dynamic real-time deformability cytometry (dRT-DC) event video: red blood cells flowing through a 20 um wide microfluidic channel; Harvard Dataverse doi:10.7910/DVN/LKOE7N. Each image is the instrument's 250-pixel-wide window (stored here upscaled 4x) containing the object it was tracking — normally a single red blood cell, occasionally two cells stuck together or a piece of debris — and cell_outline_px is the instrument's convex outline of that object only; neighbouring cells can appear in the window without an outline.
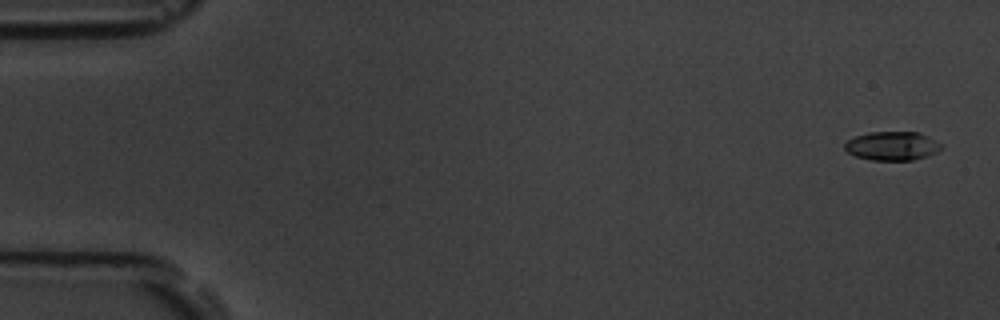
{"species": "common noctule bat (a hibernating species)", "species_latin": "Nyctalus noctula", "temperature_condition": "room temperature", "stored_images_in_passage": 11, "camera_frame_rate_fps": 3000, "um_per_image_px": 0.085, "animal": {"sex": "male", "body_mass_g": 19.5, "forearm_length_mm": 54.6}, "frame": {"image": 1, "passage_image": 1, "time_ms": 0.0, "image_size_px": [1000, 320], "cell_outline_px": [[944, 148], [928, 156], [912, 160], [872, 160], [856, 156], [848, 152], [844, 148], [844, 144], [848, 140], [856, 136], [868, 132], [916, 132], [940, 144]], "centroid_in_image_um": [75.8, 12.41], "position_along_channel_um": 9.2, "area_um2": 15.95}}
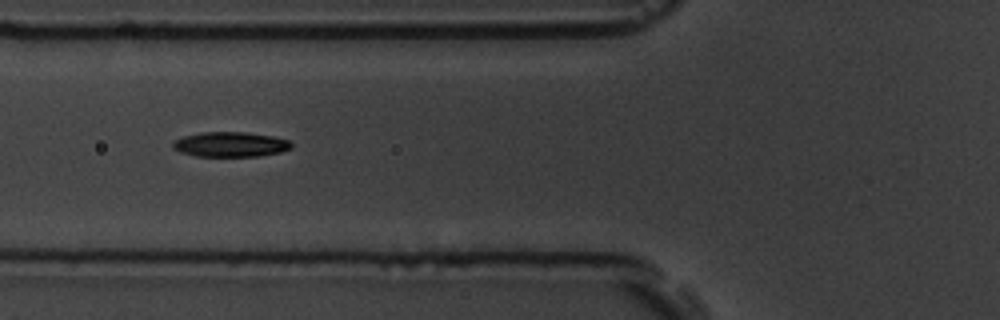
{"frame": {"image": 2, "passage_image": 6, "time_ms": 6.667, "image_size_px": [1000, 320], "cell_outline_px": [[292, 148], [280, 152], [260, 156], [196, 156], [180, 152], [172, 148], [172, 140], [184, 136], [200, 132], [244, 132], [272, 136], [288, 140], [292, 144]], "centroid_in_image_um": [19.55, 12.27], "position_along_channel_um": 106.3, "area_um2": 17.28}}
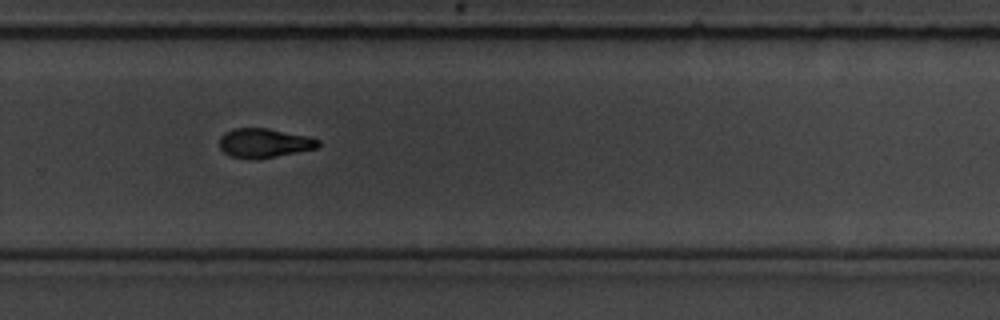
{"frame": {"image": 3, "passage_image": 11, "time_ms": 12.333, "image_size_px": [1000, 320], "cell_outline_px": [[320, 144], [316, 148], [260, 160], [252, 160], [232, 156], [224, 152], [220, 148], [220, 136], [224, 132], [232, 128], [268, 128], [308, 136], [320, 140]], "centroid_in_image_um": [22.44, 12.16], "position_along_channel_um": 307.4, "area_um2": 17.05}}